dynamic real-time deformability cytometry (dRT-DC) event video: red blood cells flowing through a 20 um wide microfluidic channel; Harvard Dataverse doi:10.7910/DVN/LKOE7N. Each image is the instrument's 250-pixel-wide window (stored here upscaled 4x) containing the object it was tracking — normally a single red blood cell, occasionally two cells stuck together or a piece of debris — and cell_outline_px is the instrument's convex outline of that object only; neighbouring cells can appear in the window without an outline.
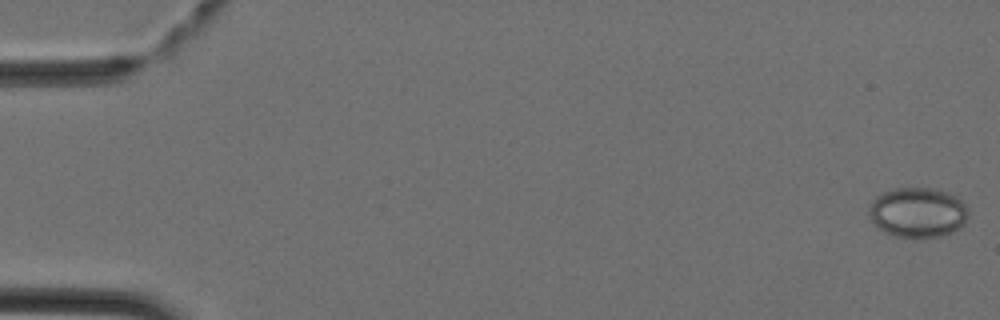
{"species": "Egyptian fruit bat (a non-hibernating species)", "species_latin": "Rousettus aegyptiacus", "temperature_condition": "cold", "stored_images_in_passage": 5, "camera_frame_rate_fps": 3000, "um_per_image_px": 0.085, "animal": {"sex": "female"}, "frame": {"image": 1, "passage_image": 1, "time_ms": 0.0, "image_size_px": [1000, 320], "cell_outline_px": [[968, 212], [964, 224], [960, 228], [944, 236], [892, 236], [884, 232], [872, 220], [868, 212], [868, 208], [872, 200], [876, 196], [892, 188], [932, 188], [948, 192], [956, 196], [968, 208]], "centroid_in_image_um": [78.01, 18.04], "position_along_channel_um": 7.0, "area_um2": 28.84}}
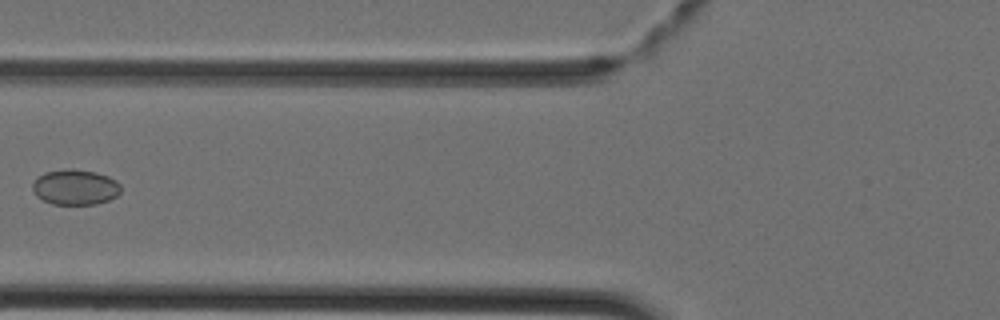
{"frame": {"image": 2, "passage_image": 5, "time_ms": 1.333, "image_size_px": [1000, 320], "cell_outline_px": [[120, 192], [116, 196], [108, 200], [96, 204], [52, 204], [36, 196], [32, 188], [32, 184], [44, 172], [64, 168], [72, 168], [96, 172], [108, 176], [116, 180], [120, 184]], "centroid_in_image_um": [6.4, 15.89], "position_along_channel_um": 119.4, "area_um2": 18.26}}